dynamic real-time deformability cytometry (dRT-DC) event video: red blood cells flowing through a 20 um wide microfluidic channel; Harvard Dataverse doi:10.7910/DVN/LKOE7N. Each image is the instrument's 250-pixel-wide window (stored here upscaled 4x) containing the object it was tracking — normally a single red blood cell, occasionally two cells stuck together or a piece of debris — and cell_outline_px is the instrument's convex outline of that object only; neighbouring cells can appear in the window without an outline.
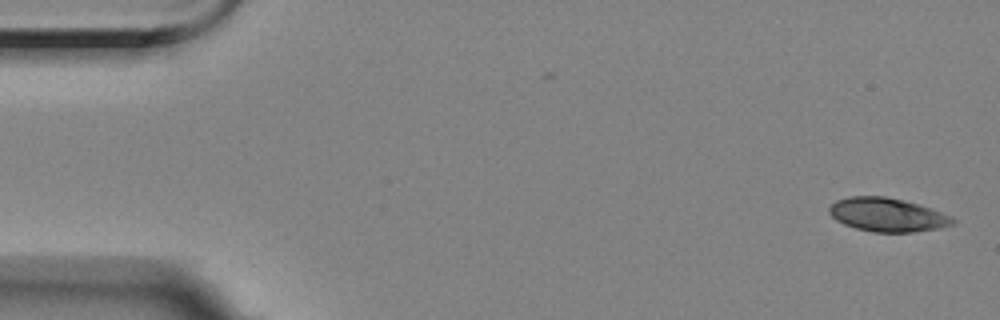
{"species": "Egyptian fruit bat (a non-hibernating species)", "species_latin": "Rousettus aegyptiacus", "temperature_condition": "room temperature", "stored_images_in_passage": 2, "camera_frame_rate_fps": 3000, "um_per_image_px": 0.085, "animal": {"sex": "female"}, "frame": {"image": 1, "passage_image": 2, "time_ms": 1.333, "image_size_px": [1000, 320], "cell_outline_px": [[956, 224], [940, 228], [912, 232], [872, 232], [856, 228], [844, 224], [836, 220], [828, 212], [828, 208], [836, 200], [848, 196], [884, 196], [904, 200], [920, 204], [952, 216], [956, 220]], "centroid_in_image_um": [75.44, 18.25], "position_along_channel_um": 9.6, "area_um2": 24.45}}